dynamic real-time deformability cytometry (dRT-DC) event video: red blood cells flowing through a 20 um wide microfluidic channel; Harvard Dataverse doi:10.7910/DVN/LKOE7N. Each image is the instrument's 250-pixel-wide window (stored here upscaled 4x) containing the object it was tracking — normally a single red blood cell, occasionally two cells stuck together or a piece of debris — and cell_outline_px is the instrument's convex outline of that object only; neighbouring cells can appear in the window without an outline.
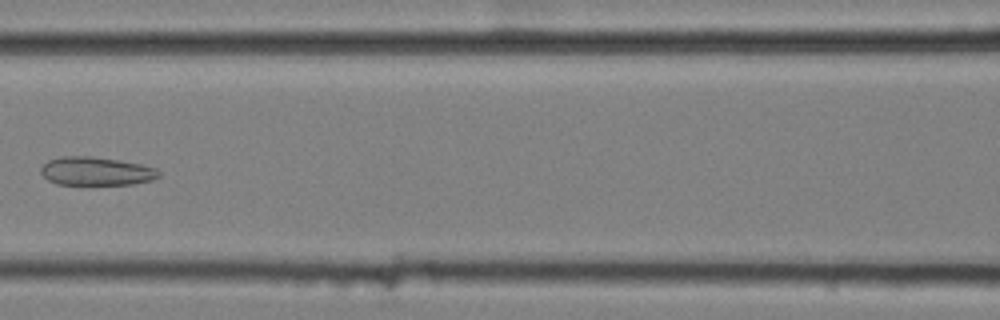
{"species": "common noctule bat (a hibernating species)", "species_latin": "Nyctalus noctula", "temperature_condition": "cold", "stored_images_in_passage": 7, "camera_frame_rate_fps": 3000, "um_per_image_px": 0.085, "animal": {"sex": "female", "body_mass_g": 25.1}, "frame": {"image": 1, "passage_image": 7, "time_ms": 2.0, "image_size_px": [1000, 320], "cell_outline_px": [[160, 176], [152, 180], [132, 184], [56, 184], [48, 180], [40, 172], [40, 168], [48, 160], [64, 156], [88, 156], [116, 160], [140, 164], [156, 168], [160, 172]], "centroid_in_image_um": [8.16, 14.55], "position_along_channel_um": 158.4, "area_um2": 19.36}}